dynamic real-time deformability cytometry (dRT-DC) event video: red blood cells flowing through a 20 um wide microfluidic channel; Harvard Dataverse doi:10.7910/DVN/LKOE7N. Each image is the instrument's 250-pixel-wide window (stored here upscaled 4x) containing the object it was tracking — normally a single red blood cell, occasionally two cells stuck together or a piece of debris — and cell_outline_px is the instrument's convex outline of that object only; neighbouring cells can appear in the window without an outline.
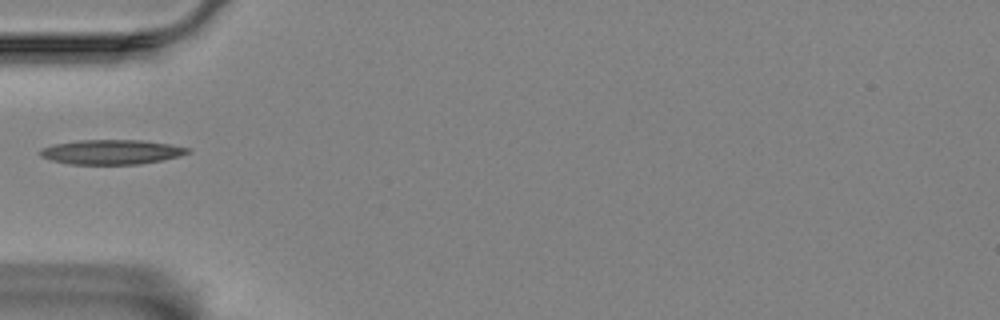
{"species": "Egyptian fruit bat (a non-hibernating species)", "species_latin": "Rousettus aegyptiacus", "temperature_condition": "room temperature", "stored_images_in_passage": 7, "camera_frame_rate_fps": 3000, "um_per_image_px": 0.085, "animal": {"sex": "female"}, "frame": {"image": 1, "passage_image": 1, "time_ms": 0.0, "image_size_px": [1000, 320], "cell_outline_px": [[192, 152], [180, 156], [140, 164], [68, 164], [52, 160], [40, 156], [36, 152], [40, 148], [52, 144], [80, 140], [144, 140], [172, 144], [188, 148]], "centroid_in_image_um": [9.44, 12.91], "position_along_channel_um": 75.6, "area_um2": 21.39}}
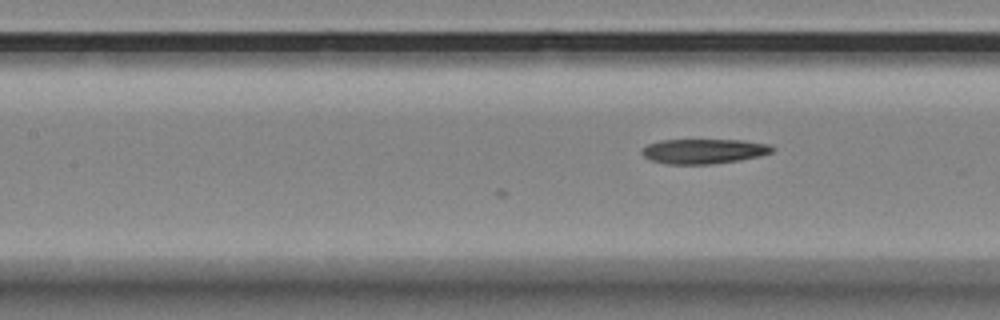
{"frame": {"image": 2, "passage_image": 7, "time_ms": 2.0, "image_size_px": [1000, 320], "cell_outline_px": [[772, 152], [760, 156], [740, 160], [712, 164], [664, 164], [652, 160], [644, 156], [640, 152], [648, 144], [660, 140], [740, 140], [768, 144], [772, 148]], "centroid_in_image_um": [59.79, 12.86], "position_along_channel_um": 147.6, "area_um2": 18.73}}